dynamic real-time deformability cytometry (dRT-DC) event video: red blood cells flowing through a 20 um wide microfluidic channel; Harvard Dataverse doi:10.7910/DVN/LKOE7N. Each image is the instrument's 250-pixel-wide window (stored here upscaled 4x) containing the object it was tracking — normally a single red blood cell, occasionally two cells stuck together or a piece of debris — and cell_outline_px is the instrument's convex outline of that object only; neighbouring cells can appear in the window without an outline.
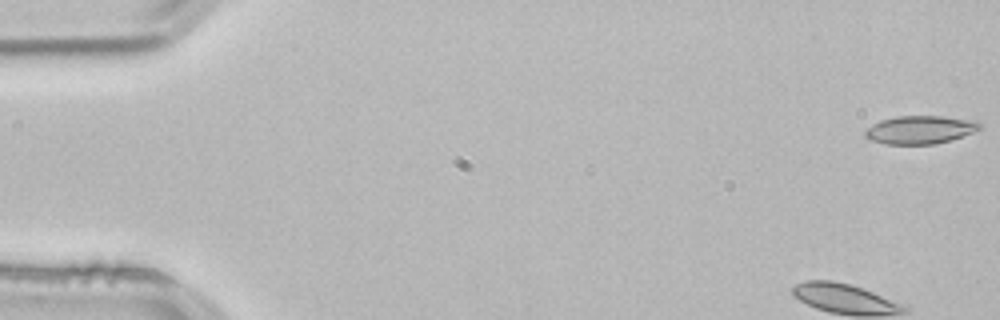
{"species": "common noctule bat (a hibernating species)", "species_latin": "Nyctalus noctula", "temperature_condition": "room temperature", "stored_images_in_passage": 53, "camera_frame_rate_fps": 3000, "um_per_image_px": 0.085, "animal": {"sex": "male", "body_mass_g": 21.5, "forearm_length_mm": 52.0}, "frame": {"image": 1, "passage_image": 1, "time_ms": 0.0, "image_size_px": [1000, 320], "cell_outline_px": [[980, 128], [972, 132], [952, 140], [936, 144], [884, 144], [868, 140], [864, 136], [864, 132], [872, 124], [880, 120], [896, 116], [944, 116], [976, 120], [980, 124]], "centroid_in_image_um": [78.17, 11.03], "position_along_channel_um": 6.8, "area_um2": 18.96}, "authors_computed_cell_mechanics": {"area_um2": 18.7272, "velocity_mm_per_s": 3.7838, "shape_relaxation_time_tau1_ms": 1.9036, "shape_relaxation_time_tau2_ms": 3.2678, "deformation_change_tau1": 0.0825, "deformation_change_tau2": 0.0778}}